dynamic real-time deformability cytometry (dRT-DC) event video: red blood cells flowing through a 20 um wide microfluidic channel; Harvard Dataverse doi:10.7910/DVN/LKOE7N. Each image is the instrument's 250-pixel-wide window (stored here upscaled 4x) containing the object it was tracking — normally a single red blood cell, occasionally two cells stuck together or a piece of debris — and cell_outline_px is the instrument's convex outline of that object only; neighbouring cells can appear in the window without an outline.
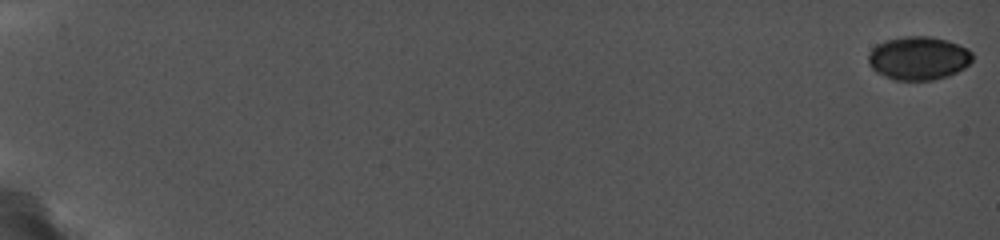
{"species": "common noctule bat (a hibernating species)", "species_latin": "Nyctalus noctula", "temperature_condition": "cold", "stored_images_in_passage": 22, "camera_frame_rate_fps": 5000, "um_per_image_px": 0.085, "animal": {"sex": "female", "body_mass_g": 19.0, "forearm_length_mm": 56.7}, "frame": {"image": 1, "passage_image": 1, "time_ms": 0.0, "image_size_px": [1000, 240], "cell_outline_px": [[972, 60], [964, 68], [948, 76], [932, 80], [892, 80], [876, 72], [868, 64], [868, 56], [872, 48], [876, 44], [884, 40], [904, 36], [932, 36], [948, 40], [968, 48], [972, 52]], "centroid_in_image_um": [78.06, 4.93], "position_along_channel_um": 6.9, "area_um2": 26.65}}
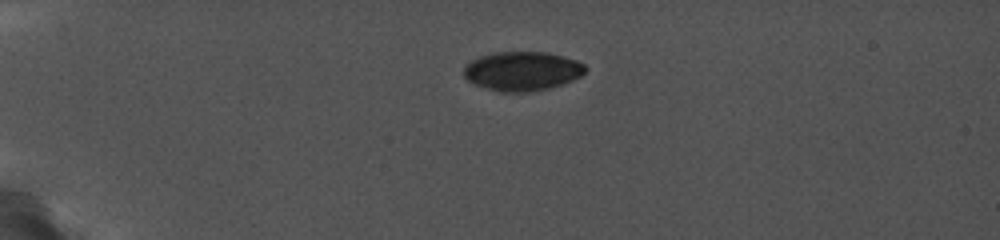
{"frame": {"image": 2, "passage_image": 14, "time_ms": 5.2, "image_size_px": [1000, 240], "cell_outline_px": [[588, 68], [580, 76], [564, 84], [548, 88], [528, 92], [500, 92], [472, 84], [464, 76], [464, 64], [480, 56], [496, 52], [544, 52], [576, 60], [584, 64]], "centroid_in_image_um": [44.36, 6.05], "position_along_channel_um": 40.6, "area_um2": 27.74}}